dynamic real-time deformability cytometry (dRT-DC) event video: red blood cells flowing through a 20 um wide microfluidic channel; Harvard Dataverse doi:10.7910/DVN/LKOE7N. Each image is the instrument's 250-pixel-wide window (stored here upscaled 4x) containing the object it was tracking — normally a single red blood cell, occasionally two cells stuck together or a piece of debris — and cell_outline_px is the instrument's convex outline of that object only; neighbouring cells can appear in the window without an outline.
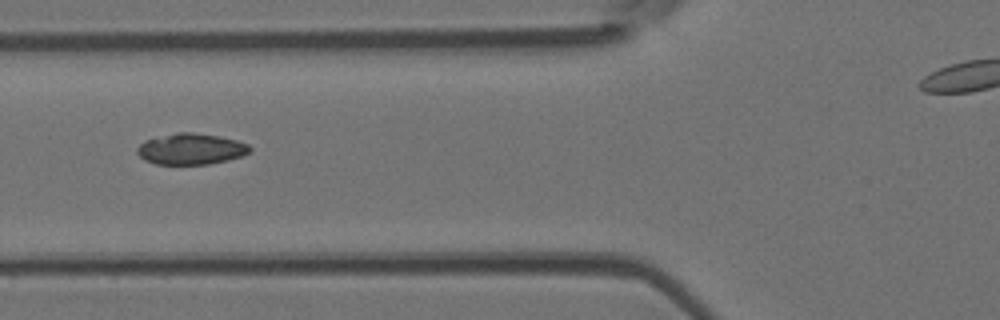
{"species": "Egyptian fruit bat (a non-hibernating species)", "species_latin": "Rousettus aegyptiacus", "temperature_condition": "room temperature", "stored_images_in_passage": 4, "segment_of_instrument_passage": [1, 2], "camera_frame_rate_fps": 3000, "um_per_image_px": 0.085, "animal": {"sex": "female"}, "frame": {"image": 1, "passage_image": 2, "time_ms": 1.333, "image_size_px": [1000, 320], "cell_outline_px": [[252, 152], [244, 156], [228, 160], [208, 164], [156, 164], [144, 160], [136, 152], [136, 148], [144, 140], [176, 132], [192, 132], [220, 136], [236, 140], [248, 144], [252, 148]], "centroid_in_image_um": [16.25, 12.66], "position_along_channel_um": 109.5, "area_um2": 20.63}}
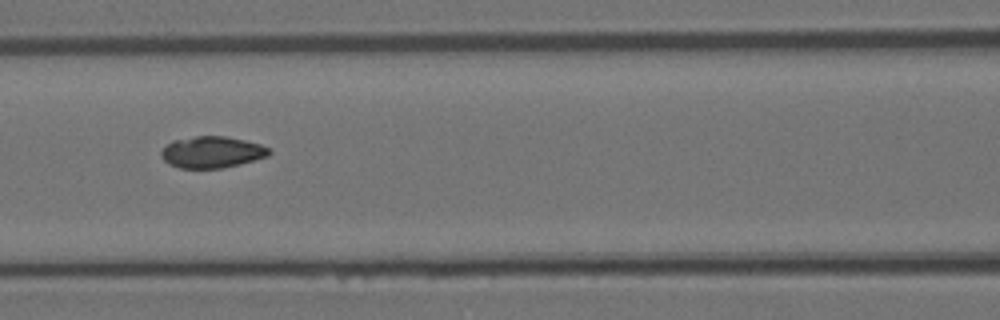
{"frame": {"image": 2, "passage_image": 3, "time_ms": 2.333, "image_size_px": [1000, 320], "cell_outline_px": [[272, 152], [268, 156], [240, 164], [220, 168], [180, 168], [168, 164], [160, 156], [160, 152], [172, 140], [196, 136], [224, 136], [244, 140], [260, 144], [268, 148]], "centroid_in_image_um": [18.0, 12.93], "position_along_channel_um": 148.6, "area_um2": 19.77}}